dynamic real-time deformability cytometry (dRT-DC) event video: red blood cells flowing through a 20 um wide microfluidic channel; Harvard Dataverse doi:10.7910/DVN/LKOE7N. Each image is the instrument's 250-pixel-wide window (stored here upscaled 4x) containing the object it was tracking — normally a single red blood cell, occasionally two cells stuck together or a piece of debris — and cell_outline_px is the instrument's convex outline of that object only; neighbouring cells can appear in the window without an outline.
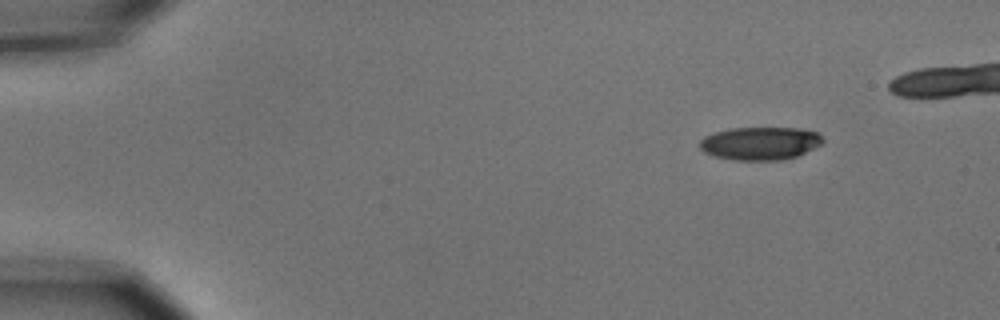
{"species": "common noctule bat (a hibernating species)", "species_latin": "Nyctalus noctula", "temperature_condition": "cold", "stored_images_in_passage": 2, "camera_frame_rate_fps": 3000, "um_per_image_px": 0.085, "animal": {"sex": "male", "body_mass_g": 15.6}, "frame": {"image": 1, "passage_image": 1, "time_ms": 0.0, "image_size_px": [1000, 320], "cell_outline_px": [[824, 140], [820, 144], [796, 156], [780, 160], [732, 160], [716, 156], [704, 152], [700, 148], [700, 140], [704, 136], [716, 132], [732, 128], [796, 128], [816, 132]], "centroid_in_image_um": [64.57, 12.18], "position_along_channel_um": 20.4, "area_um2": 23.35}}